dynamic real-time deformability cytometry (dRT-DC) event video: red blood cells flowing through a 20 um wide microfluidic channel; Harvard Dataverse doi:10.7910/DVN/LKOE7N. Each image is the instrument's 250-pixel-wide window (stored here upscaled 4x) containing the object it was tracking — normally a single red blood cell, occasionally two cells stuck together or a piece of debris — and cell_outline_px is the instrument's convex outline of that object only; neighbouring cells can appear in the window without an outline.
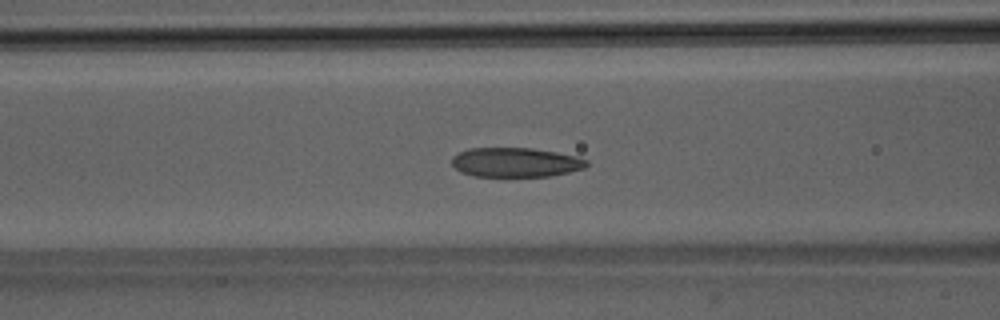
{"species": "Egyptian fruit bat (a non-hibernating species)", "species_latin": "Rousettus aegyptiacus", "temperature_condition": "room temperature", "stored_images_in_passage": 36, "segment_of_instrument_passage": [1, 2], "camera_frame_rate_fps": 3000, "um_per_image_px": 0.085, "animal": {"sex": "male"}, "frame": {"image": 1, "passage_image": 5, "time_ms": 1.333, "image_size_px": [1000, 320], "cell_outline_px": [[588, 164], [584, 168], [552, 176], [472, 176], [460, 172], [452, 164], [452, 156], [468, 148], [532, 148], [556, 152], [576, 156], [588, 160]], "centroid_in_image_um": [43.82, 13.8], "position_along_channel_um": 122.8, "area_um2": 23.12}}
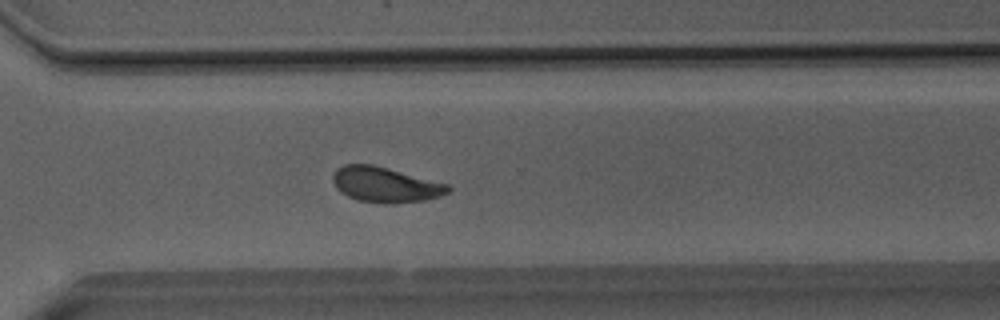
{"frame": {"image": 2, "passage_image": 21, "time_ms": 6.667, "image_size_px": [1000, 320], "cell_outline_px": [[452, 188], [448, 192], [440, 196], [424, 200], [392, 204], [384, 204], [360, 200], [348, 196], [340, 192], [336, 188], [332, 180], [332, 176], [336, 168], [344, 164], [372, 164], [388, 168], [448, 184]], "centroid_in_image_um": [32.73, 15.69], "position_along_channel_um": 337.9, "area_um2": 23.7}}
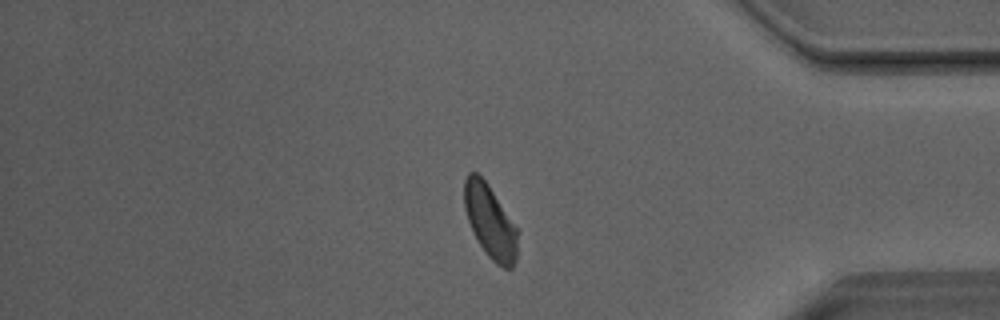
{"frame": {"image": 3, "passage_image": 27, "time_ms": 8.667, "image_size_px": [1000, 320], "cell_outline_px": [[516, 260], [512, 268], [504, 268], [496, 264], [488, 256], [472, 232], [464, 208], [464, 180], [468, 172], [476, 172], [488, 184], [516, 228]], "centroid_in_image_um": [41.62, 18.82], "position_along_channel_um": 393.6, "area_um2": 22.31}}